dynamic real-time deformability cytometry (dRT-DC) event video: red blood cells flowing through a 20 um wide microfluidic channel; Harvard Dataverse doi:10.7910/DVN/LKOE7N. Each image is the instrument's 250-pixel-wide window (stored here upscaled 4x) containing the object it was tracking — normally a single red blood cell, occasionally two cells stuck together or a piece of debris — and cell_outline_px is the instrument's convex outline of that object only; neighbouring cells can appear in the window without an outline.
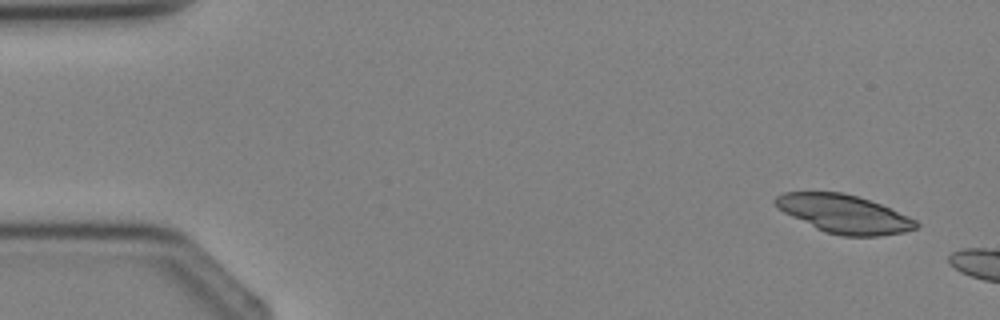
{"species": "Egyptian fruit bat (a non-hibernating species)", "species_latin": "Rousettus aegyptiacus", "temperature_condition": "cold", "stored_images_in_passage": 2, "camera_frame_rate_fps": 3000, "um_per_image_px": 0.085, "animal": {"sex": "female"}, "frame": {"image": 1, "passage_image": 1, "time_ms": 0.0, "image_size_px": [1000, 320], "cell_outline_px": [[920, 224], [916, 228], [904, 232], [880, 236], [844, 236], [824, 232], [784, 212], [772, 200], [776, 196], [784, 192], [840, 192], [856, 196], [880, 204], [908, 216], [916, 220]], "centroid_in_image_um": [71.75, 18.19], "position_along_channel_um": 13.2, "area_um2": 31.04}}